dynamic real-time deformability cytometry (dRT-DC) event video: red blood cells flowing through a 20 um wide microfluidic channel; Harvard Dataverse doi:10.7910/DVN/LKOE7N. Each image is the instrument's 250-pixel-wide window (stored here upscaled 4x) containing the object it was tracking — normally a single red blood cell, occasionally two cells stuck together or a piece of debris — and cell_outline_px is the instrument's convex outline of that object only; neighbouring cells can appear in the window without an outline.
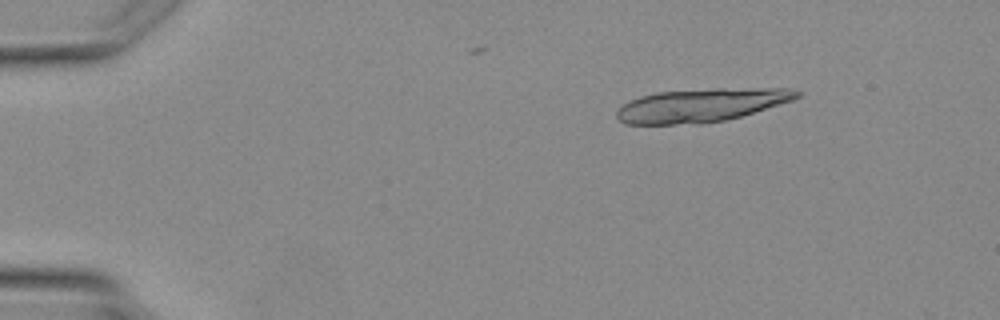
{"species": "Egyptian fruit bat (a non-hibernating species)", "species_latin": "Rousettus aegyptiacus", "temperature_condition": "warm", "stored_images_in_passage": 4, "camera_frame_rate_fps": 3000, "um_per_image_px": 0.085, "animal": {"sex": "female"}, "frame": {"image": 1, "passage_image": 2, "time_ms": 1.333, "image_size_px": [1000, 320], "cell_outline_px": [[800, 96], [792, 100], [740, 116], [724, 120], [700, 124], [624, 124], [616, 116], [616, 112], [624, 104], [640, 96], [656, 92], [716, 88], [788, 88], [800, 92]], "centroid_in_image_um": [59.59, 8.94], "position_along_channel_um": 25.4, "area_um2": 34.8}}